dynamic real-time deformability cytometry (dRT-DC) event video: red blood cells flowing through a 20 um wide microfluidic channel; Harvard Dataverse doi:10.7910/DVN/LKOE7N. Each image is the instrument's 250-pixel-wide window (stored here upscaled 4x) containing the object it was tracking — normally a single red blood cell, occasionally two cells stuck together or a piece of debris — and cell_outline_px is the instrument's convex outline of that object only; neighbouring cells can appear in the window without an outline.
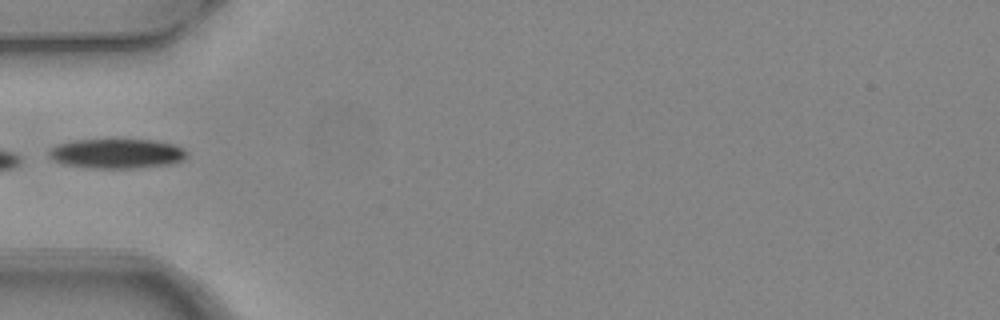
{"species": "common noctule bat (a hibernating species)", "species_latin": "Nyctalus noctula", "temperature_condition": "warm", "stored_images_in_passage": 4, "camera_frame_rate_fps": 3000, "um_per_image_px": 0.085, "animal": {"sex": "female", "body_mass_g": 24.6, "forearm_length_mm": 56.2}, "frame": {"image": 1, "passage_image": 4, "time_ms": 1.0, "image_size_px": [1000, 320], "cell_outline_px": [[188, 152], [184, 160], [168, 164], [132, 168], [92, 168], [60, 164], [52, 160], [48, 156], [48, 152], [56, 144], [76, 140], [156, 140], [176, 144], [184, 148]], "centroid_in_image_um": [9.92, 13.05], "position_along_channel_um": 75.1, "area_um2": 23.99}}